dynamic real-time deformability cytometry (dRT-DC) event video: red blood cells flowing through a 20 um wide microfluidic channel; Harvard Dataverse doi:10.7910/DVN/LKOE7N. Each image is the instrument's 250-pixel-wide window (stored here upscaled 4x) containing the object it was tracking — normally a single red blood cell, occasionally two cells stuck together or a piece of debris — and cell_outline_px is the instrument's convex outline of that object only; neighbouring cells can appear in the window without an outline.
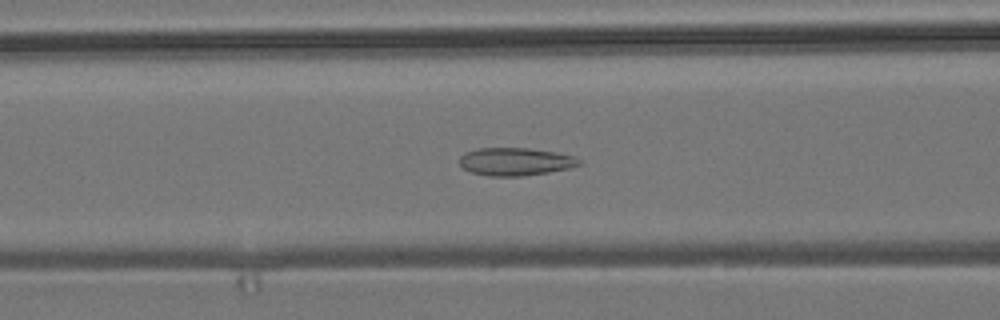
{"species": "common noctule bat (a hibernating species)", "species_latin": "Nyctalus noctula", "temperature_condition": "room temperature", "stored_images_in_passage": 42, "camera_frame_rate_fps": 3000, "um_per_image_px": 0.085, "animal": {"sex": "male", "body_mass_g": 19.2, "forearm_length_mm": 51.8}, "frame": {"image": 1, "passage_image": 21, "time_ms": 6.667, "image_size_px": [1000, 320], "cell_outline_px": [[580, 164], [568, 168], [548, 172], [524, 176], [488, 176], [472, 172], [464, 168], [460, 164], [460, 156], [464, 152], [480, 148], [528, 148], [556, 152], [572, 156], [580, 160]], "centroid_in_image_um": [43.78, 13.73], "position_along_channel_um": 122.8, "area_um2": 19.25}}
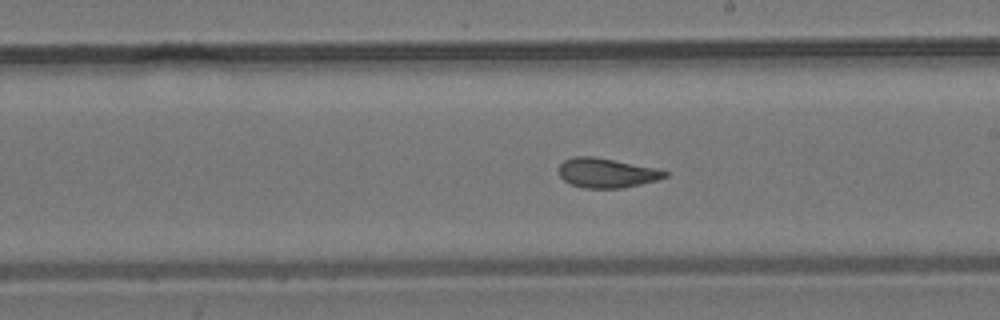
{"frame": {"image": 2, "passage_image": 30, "time_ms": 9.667, "image_size_px": [1000, 320], "cell_outline_px": [[668, 176], [656, 180], [640, 184], [620, 188], [584, 188], [572, 184], [564, 180], [560, 176], [560, 164], [564, 160], [572, 156], [592, 156], [656, 168], [668, 172]], "centroid_in_image_um": [51.55, 14.69], "position_along_channel_um": 237.4, "area_um2": 18.03}}
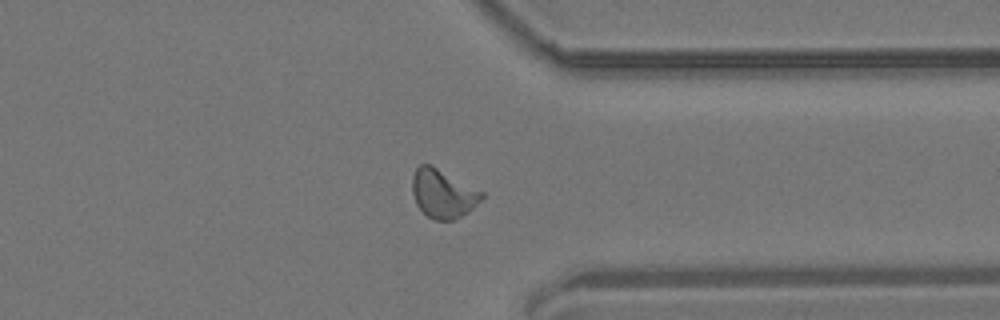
{"frame": {"image": 3, "passage_image": 41, "time_ms": 13.333, "image_size_px": [1000, 320], "cell_outline_px": [[484, 196], [468, 212], [452, 220], [436, 220], [428, 216], [416, 204], [412, 192], [412, 176], [416, 168], [420, 164], [432, 164], [484, 192]], "centroid_in_image_um": [37.64, 16.43], "position_along_channel_um": 373.8, "area_um2": 19.65}}